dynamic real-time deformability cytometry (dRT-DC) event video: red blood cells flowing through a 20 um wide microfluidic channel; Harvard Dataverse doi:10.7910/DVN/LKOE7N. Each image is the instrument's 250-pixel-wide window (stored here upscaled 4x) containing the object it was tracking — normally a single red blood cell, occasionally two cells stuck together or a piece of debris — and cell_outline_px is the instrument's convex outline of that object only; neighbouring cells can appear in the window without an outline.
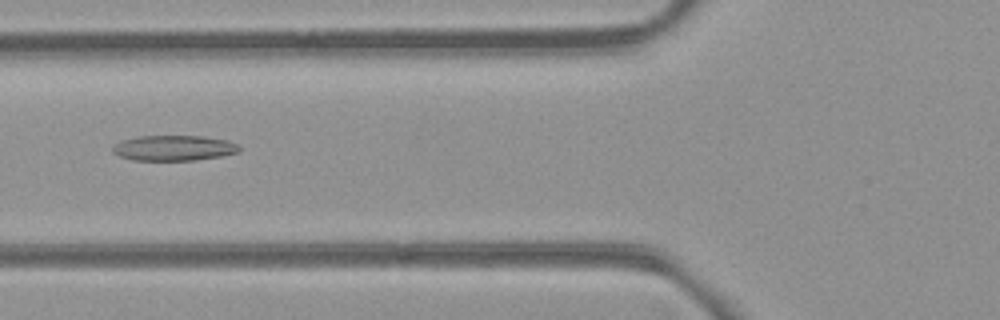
{"species": "common noctule bat (a hibernating species)", "species_latin": "Nyctalus noctula", "temperature_condition": "room temperature", "stored_images_in_passage": 7, "camera_frame_rate_fps": 3000, "um_per_image_px": 0.085, "animal": {"sex": "female", "body_mass_g": 21.9}, "frame": {"image": 1, "passage_image": 7, "time_ms": 6.667, "image_size_px": [1000, 320], "cell_outline_px": [[240, 148], [236, 152], [220, 156], [196, 160], [132, 160], [120, 156], [112, 152], [112, 144], [120, 140], [136, 136], [200, 136], [228, 140], [236, 144]], "centroid_in_image_um": [14.69, 12.57], "position_along_channel_um": 111.1, "area_um2": 18.73}}